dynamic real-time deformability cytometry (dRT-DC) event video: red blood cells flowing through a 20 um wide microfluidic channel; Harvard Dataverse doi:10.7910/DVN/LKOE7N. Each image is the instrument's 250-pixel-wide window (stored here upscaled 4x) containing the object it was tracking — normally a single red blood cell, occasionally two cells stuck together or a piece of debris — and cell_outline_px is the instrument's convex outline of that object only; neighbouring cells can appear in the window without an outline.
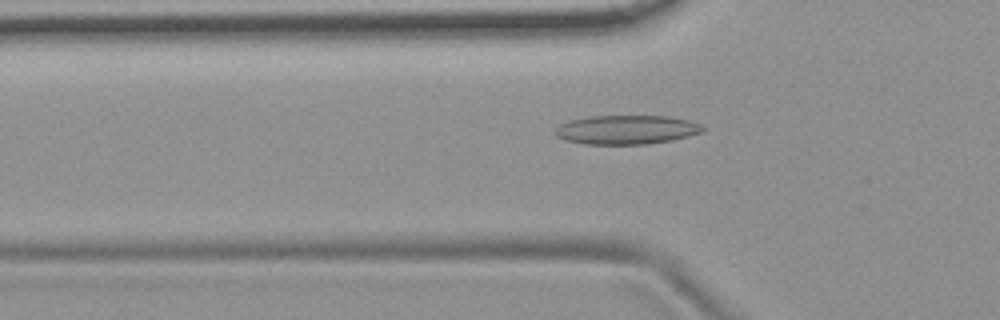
{"species": "common noctule bat (a hibernating species)", "species_latin": "Nyctalus noctula", "temperature_condition": "room temperature", "stored_images_in_passage": 26, "camera_frame_rate_fps": 3000, "um_per_image_px": 0.085, "animal": {"sex": "female", "body_mass_g": 19.9}, "frame": {"image": 1, "passage_image": 16, "time_ms": 5.0, "image_size_px": [1000, 320], "cell_outline_px": [[704, 128], [700, 132], [688, 136], [672, 140], [644, 144], [584, 144], [564, 140], [556, 136], [556, 128], [560, 124], [568, 120], [588, 116], [668, 116], [688, 120], [700, 124]], "centroid_in_image_um": [53.2, 11.02], "position_along_channel_um": 72.6, "area_um2": 24.91}}
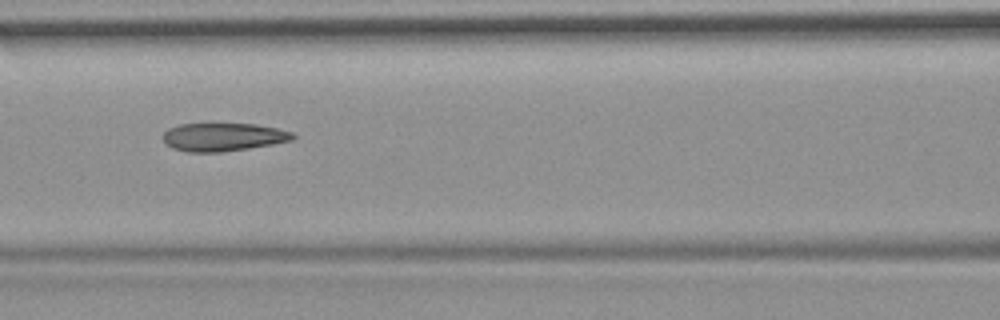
{"frame": {"image": 2, "passage_image": 22, "time_ms": 7.0, "image_size_px": [1000, 320], "cell_outline_px": [[296, 136], [292, 140], [272, 144], [248, 148], [220, 152], [188, 152], [172, 148], [164, 140], [164, 132], [168, 128], [180, 124], [256, 124], [276, 128], [292, 132]], "centroid_in_image_um": [18.97, 11.64], "position_along_channel_um": 147.6, "area_um2": 21.1}}
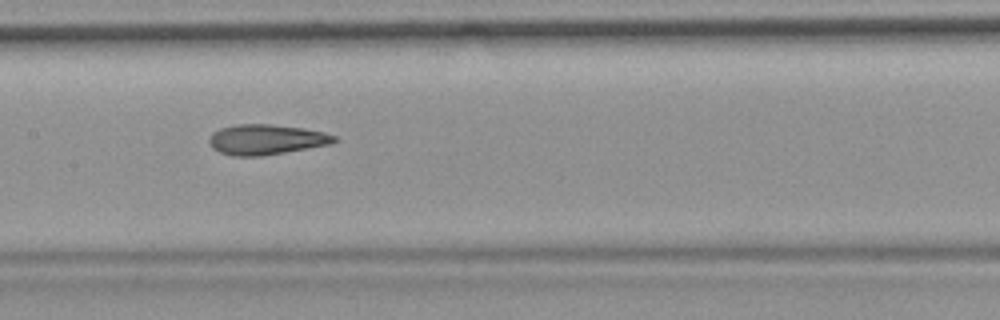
{"frame": {"image": 3, "passage_image": 25, "time_ms": 8.0, "image_size_px": [1000, 320], "cell_outline_px": [[336, 140], [328, 144], [284, 152], [260, 156], [232, 156], [220, 152], [212, 148], [208, 140], [208, 136], [212, 132], [220, 128], [236, 124], [272, 124], [304, 128], [324, 132], [336, 136]], "centroid_in_image_um": [22.56, 11.85], "position_along_channel_um": 184.8, "area_um2": 21.96}}